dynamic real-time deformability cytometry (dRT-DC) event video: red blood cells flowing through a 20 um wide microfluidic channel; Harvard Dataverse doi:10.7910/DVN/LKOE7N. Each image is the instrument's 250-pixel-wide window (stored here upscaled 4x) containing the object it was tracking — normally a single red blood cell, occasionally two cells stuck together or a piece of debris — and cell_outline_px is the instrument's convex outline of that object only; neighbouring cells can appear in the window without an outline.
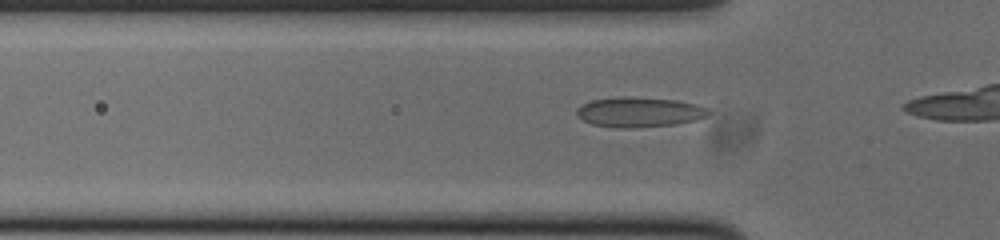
{"species": "common noctule bat (a hibernating species)", "species_latin": "Nyctalus noctula", "temperature_condition": "cold", "stored_images_in_passage": 7, "camera_frame_rate_fps": 3000, "um_per_image_px": 0.085, "animal": {"sex": "male", "body_mass_g": 20.0, "forearm_length_mm": 53.3}, "frame": {"image": 1, "passage_image": 4, "time_ms": 1.0, "image_size_px": [1000, 240], "cell_outline_px": [[712, 112], [708, 116], [696, 120], [676, 124], [632, 128], [616, 128], [592, 124], [576, 116], [576, 108], [580, 104], [592, 100], [624, 96], [676, 100], [696, 104], [708, 108]], "centroid_in_image_um": [54.33, 9.53], "position_along_channel_um": 71.5, "area_um2": 23.24}}